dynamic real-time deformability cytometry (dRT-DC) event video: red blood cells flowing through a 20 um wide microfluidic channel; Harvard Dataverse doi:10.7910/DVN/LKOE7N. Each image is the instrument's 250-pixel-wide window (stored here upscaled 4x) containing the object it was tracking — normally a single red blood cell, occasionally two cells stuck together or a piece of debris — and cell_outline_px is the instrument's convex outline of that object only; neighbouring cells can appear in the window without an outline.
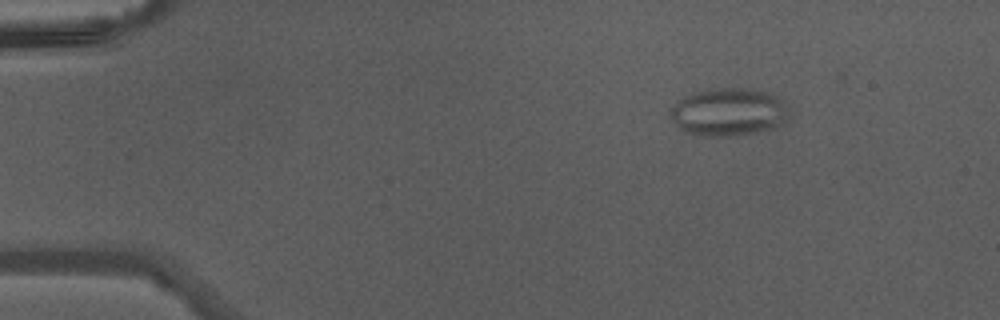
{"species": "Egyptian fruit bat (a non-hibernating species)", "species_latin": "Rousettus aegyptiacus", "temperature_condition": "warm", "stored_images_in_passage": 46, "camera_frame_rate_fps": 3000, "um_per_image_px": 0.085, "animal": {"sex": "male"}, "frame": {"image": 1, "passage_image": 7, "time_ms": 2.0, "image_size_px": [1000, 320], "cell_outline_px": [[792, 108], [788, 120], [784, 124], [772, 128], [756, 132], [736, 136], [700, 136], [684, 132], [668, 116], [668, 112], [684, 96], [692, 92], [708, 88], [752, 88], [768, 92], [780, 96]], "centroid_in_image_um": [62.0, 9.51], "position_along_channel_um": 23.0, "area_um2": 34.1}}
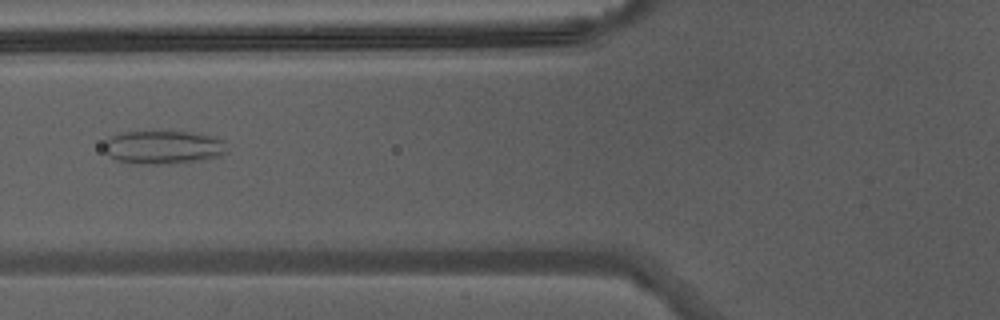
{"frame": {"image": 2, "passage_image": 19, "time_ms": 6.0, "image_size_px": [1000, 320], "cell_outline_px": [[228, 152], [220, 156], [204, 160], [168, 164], [140, 164], [120, 160], [104, 152], [104, 144], [112, 136], [120, 132], [188, 132], [216, 136], [224, 140]], "centroid_in_image_um": [13.95, 12.52], "position_along_channel_um": 111.8, "area_um2": 23.93}}
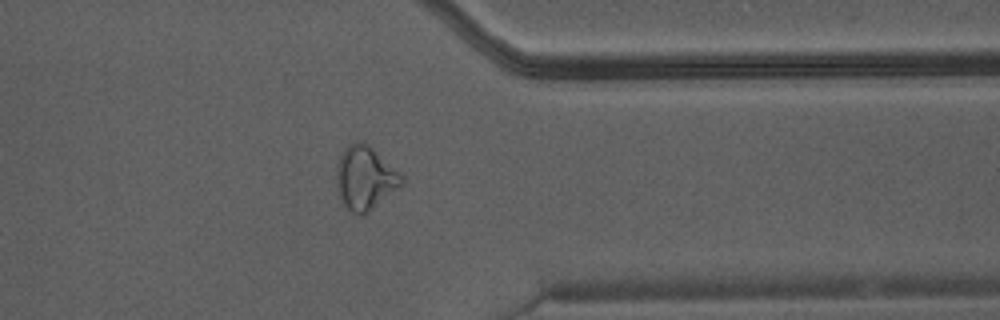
{"frame": {"image": 3, "passage_image": 37, "time_ms": 12.0, "image_size_px": [1000, 320], "cell_outline_px": [[404, 184], [400, 188], [364, 216], [360, 216], [344, 208], [336, 188], [336, 172], [340, 152], [348, 144], [356, 140], [360, 140], [368, 144], [400, 172], [404, 176]], "centroid_in_image_um": [31.03, 15.15], "position_along_channel_um": 380.4, "area_um2": 24.85}}